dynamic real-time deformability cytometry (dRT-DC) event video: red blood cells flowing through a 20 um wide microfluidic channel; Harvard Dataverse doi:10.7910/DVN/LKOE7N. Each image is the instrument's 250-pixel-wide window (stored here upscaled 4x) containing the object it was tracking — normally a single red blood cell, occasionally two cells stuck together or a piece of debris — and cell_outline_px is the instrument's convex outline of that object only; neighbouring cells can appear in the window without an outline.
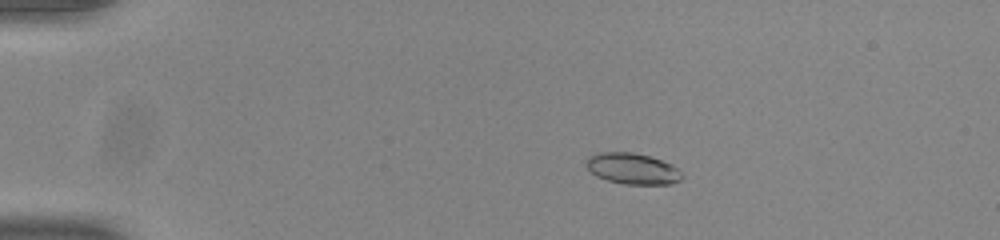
{"species": "common noctule bat (a hibernating species)", "species_latin": "Nyctalus noctula", "temperature_condition": "room temperature", "stored_images_in_passage": 55, "camera_frame_rate_fps": 3000, "um_per_image_px": 0.085, "animal": {"sex": "male", "body_mass_g": 20.0, "forearm_length_mm": 53.3}, "frame": {"image": 1, "passage_image": 12, "time_ms": 3.667, "image_size_px": [1000, 240], "cell_outline_px": [[684, 176], [680, 180], [672, 184], [624, 184], [608, 180], [596, 176], [584, 164], [584, 160], [588, 156], [596, 152], [632, 152], [648, 156], [672, 164]], "centroid_in_image_um": [53.72, 14.33], "position_along_channel_um": 31.3, "area_um2": 17.4}}
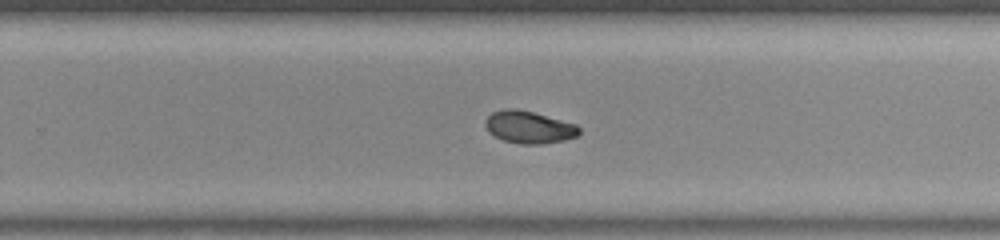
{"frame": {"image": 2, "passage_image": 37, "time_ms": 12.0, "image_size_px": [1000, 240], "cell_outline_px": [[580, 132], [576, 136], [564, 140], [544, 144], [520, 144], [504, 140], [488, 132], [484, 124], [484, 120], [492, 112], [504, 108], [516, 108], [532, 112], [576, 124], [580, 128]], "centroid_in_image_um": [44.93, 10.81], "position_along_channel_um": 284.9, "area_um2": 17.69}}
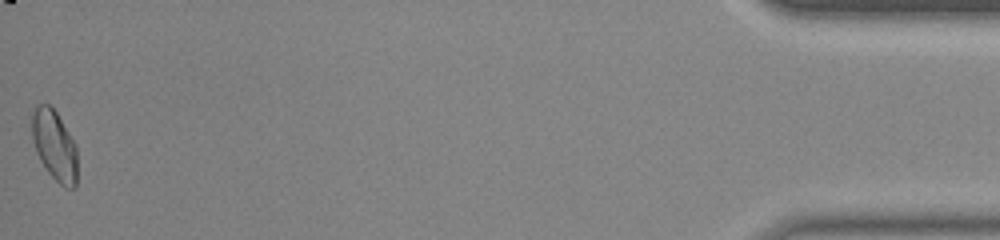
{"frame": {"image": 3, "passage_image": 55, "time_ms": 18.0, "image_size_px": [1000, 240], "cell_outline_px": [[76, 188], [64, 188], [48, 172], [40, 160], [36, 152], [32, 140], [32, 112], [40, 104], [48, 104], [56, 112], [76, 144]], "centroid_in_image_um": [4.63, 12.38], "position_along_channel_um": 430.6, "area_um2": 18.44}, "authors_computed_cell_mechanics": {"area_um2": 17.8602, "velocity_mm_per_s": 3.8888, "shape_relaxation_time_tau1_ms": 7.2741, "shape_relaxation_time_tau2_ms": 2.8689, "deformation_change_tau1": 0.15, "deformation_change_tau2": 0.0549}}